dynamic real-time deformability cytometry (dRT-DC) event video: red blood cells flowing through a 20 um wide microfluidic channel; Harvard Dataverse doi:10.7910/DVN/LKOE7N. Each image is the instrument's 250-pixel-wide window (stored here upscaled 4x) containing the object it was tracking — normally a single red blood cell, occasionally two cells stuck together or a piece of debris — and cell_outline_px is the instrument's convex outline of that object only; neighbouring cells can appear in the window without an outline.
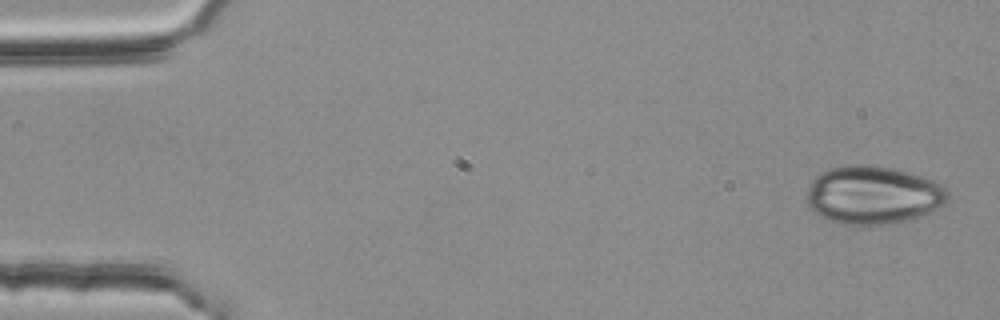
{"species": "common noctule bat (a hibernating species)", "species_latin": "Nyctalus noctula", "temperature_condition": "room temperature", "stored_images_in_passage": 4, "camera_frame_rate_fps": 3000, "um_per_image_px": 0.085, "animal": {"sex": "female", "body_mass_g": 25.1}, "frame": {"image": 1, "passage_image": 1, "time_ms": 0.0, "image_size_px": [1000, 320], "cell_outline_px": [[948, 200], [936, 212], [908, 220], [892, 224], [860, 228], [840, 224], [820, 216], [812, 212], [808, 204], [808, 184], [820, 172], [828, 168], [848, 164], [872, 164], [896, 168], [944, 184], [948, 192]], "centroid_in_image_um": [74.23, 16.6], "position_along_channel_um": 10.8, "area_um2": 49.36}}